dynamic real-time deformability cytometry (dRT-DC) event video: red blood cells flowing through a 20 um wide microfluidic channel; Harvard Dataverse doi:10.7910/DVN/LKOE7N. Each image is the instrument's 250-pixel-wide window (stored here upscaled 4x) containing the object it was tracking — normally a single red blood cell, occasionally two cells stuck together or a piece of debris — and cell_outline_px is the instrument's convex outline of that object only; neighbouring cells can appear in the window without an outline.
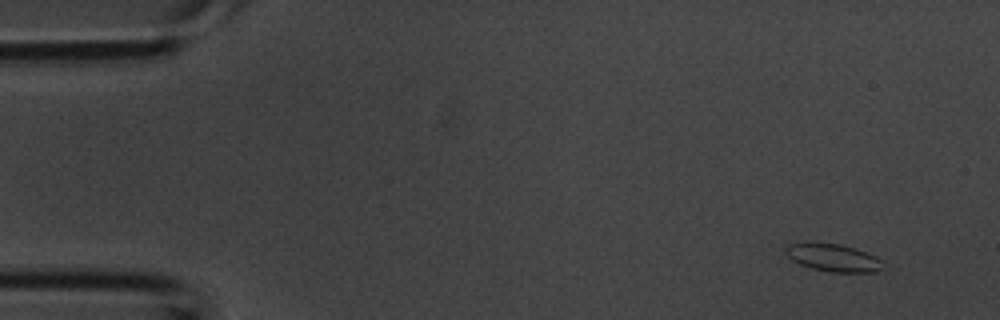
{"species": "common noctule bat (a hibernating species)", "species_latin": "Nyctalus noctula", "temperature_condition": "room temperature", "stored_images_in_passage": 3, "camera_frame_rate_fps": 3000, "um_per_image_px": 0.085, "animal": {"sex": "male", "body_mass_g": 20.1, "forearm_length_mm": 53.5}, "frame": {"image": 1, "passage_image": 1, "time_ms": 0.0, "image_size_px": [1000, 320], "cell_outline_px": [[888, 268], [876, 272], [828, 272], [812, 268], [800, 264], [792, 260], [784, 252], [784, 248], [788, 244], [840, 244], [856, 248], [876, 256], [884, 260]], "centroid_in_image_um": [70.94, 21.94], "position_along_channel_um": 14.1, "area_um2": 15.78}}